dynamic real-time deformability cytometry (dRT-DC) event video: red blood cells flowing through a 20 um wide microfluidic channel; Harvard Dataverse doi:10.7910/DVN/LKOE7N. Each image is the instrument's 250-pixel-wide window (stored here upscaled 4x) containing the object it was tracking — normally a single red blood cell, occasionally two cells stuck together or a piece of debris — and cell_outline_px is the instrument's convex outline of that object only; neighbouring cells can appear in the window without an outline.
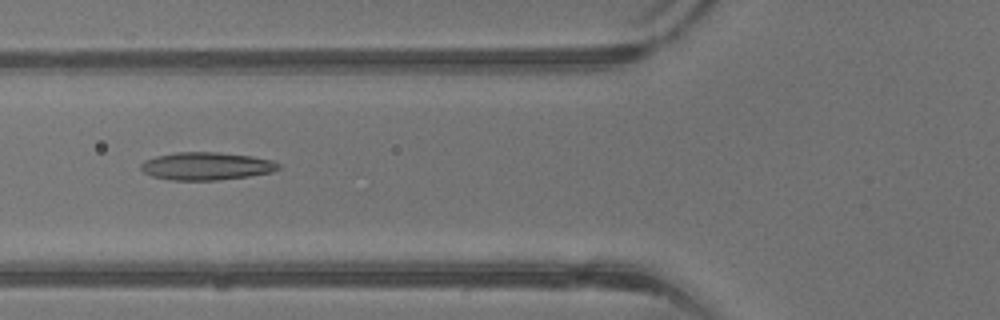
{"species": "common noctule bat (a hibernating species)", "species_latin": "Nyctalus noctula", "temperature_condition": "warm", "stored_images_in_passage": 41, "camera_frame_rate_fps": 3000, "um_per_image_px": 0.085, "animal": {"sex": "male", "body_mass_g": 13.3}, "frame": {"image": 1, "passage_image": 16, "time_ms": 5.0, "image_size_px": [1000, 320], "cell_outline_px": [[280, 168], [272, 172], [248, 176], [216, 180], [172, 180], [152, 176], [144, 172], [140, 168], [140, 164], [144, 160], [156, 156], [176, 152], [216, 152], [252, 156], [272, 160], [280, 164]], "centroid_in_image_um": [17.53, 14.11], "position_along_channel_um": 108.3, "area_um2": 22.25}}
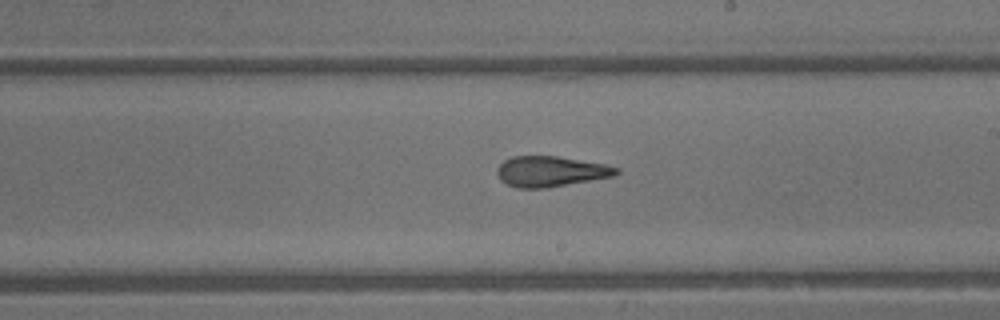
{"frame": {"image": 2, "passage_image": 24, "time_ms": 7.667, "image_size_px": [1000, 320], "cell_outline_px": [[620, 172], [612, 176], [548, 188], [516, 188], [500, 180], [496, 172], [496, 168], [504, 160], [512, 156], [556, 156], [604, 164], [620, 168]], "centroid_in_image_um": [46.77, 14.57], "position_along_channel_um": 242.2, "area_um2": 21.15}}
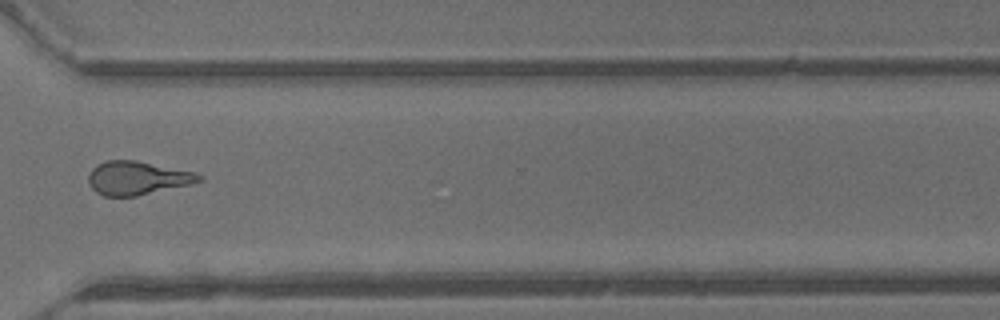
{"frame": {"image": 3, "passage_image": 31, "time_ms": 10.0, "image_size_px": [1000, 320], "cell_outline_px": [[204, 180], [188, 184], [136, 196], [104, 196], [96, 192], [88, 184], [88, 176], [92, 168], [96, 164], [104, 160], [136, 160], [196, 172], [204, 176]], "centroid_in_image_um": [11.65, 15.12], "position_along_channel_um": 359.0, "area_um2": 21.68}}